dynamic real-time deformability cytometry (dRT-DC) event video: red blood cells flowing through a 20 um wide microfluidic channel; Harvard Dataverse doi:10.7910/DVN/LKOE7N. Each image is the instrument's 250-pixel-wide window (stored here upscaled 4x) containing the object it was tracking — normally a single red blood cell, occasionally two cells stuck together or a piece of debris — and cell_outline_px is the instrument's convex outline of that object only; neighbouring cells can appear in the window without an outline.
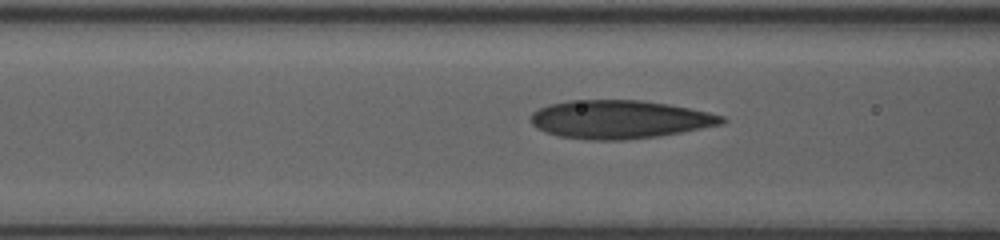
{"species": "human", "species_latin": "Homo sapiens", "temperature_condition": "room temperature", "stored_images_in_passage": 24, "camera_frame_rate_fps": 3000, "um_per_image_px": 0.085, "donor": {"sex": "female"}, "frame": {"image": 1, "passage_image": 13, "time_ms": 4.0, "image_size_px": [1000, 240], "cell_outline_px": [[728, 120], [724, 124], [680, 132], [656, 136], [620, 140], [588, 140], [560, 136], [544, 132], [536, 128], [532, 124], [532, 112], [548, 104], [568, 100], [644, 100], [668, 104], [708, 112], [724, 116]], "centroid_in_image_um": [52.66, 10.14], "position_along_channel_um": 113.9, "area_um2": 42.66}}
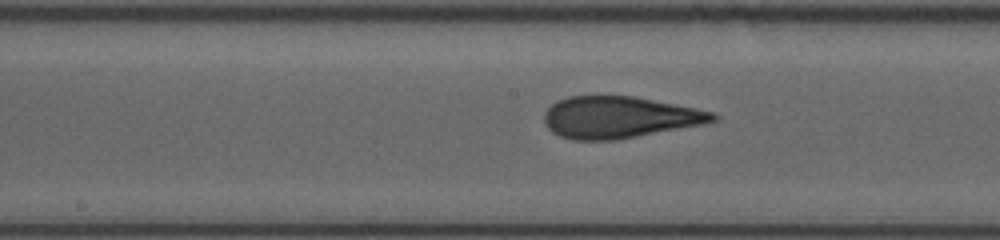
{"frame": {"image": 2, "passage_image": 19, "time_ms": 6.0, "image_size_px": [1000, 240], "cell_outline_px": [[720, 116], [716, 120], [704, 124], [616, 140], [572, 140], [560, 136], [552, 132], [544, 124], [544, 112], [552, 104], [568, 96], [632, 96], [696, 108], [716, 112]], "centroid_in_image_um": [52.65, 9.98], "position_along_channel_um": 195.6, "area_um2": 40.98}}
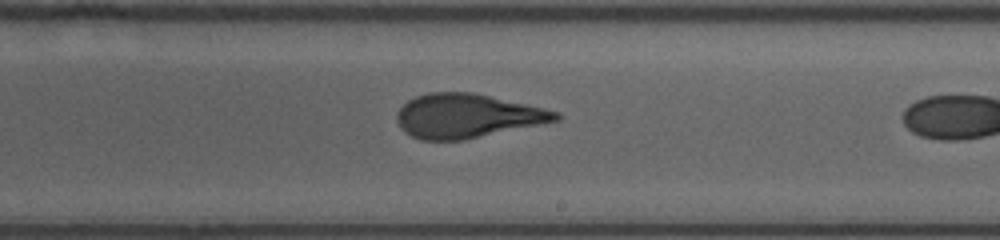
{"frame": {"image": 3, "passage_image": 23, "time_ms": 7.333, "image_size_px": [1000, 240], "cell_outline_px": [[560, 120], [464, 140], [420, 140], [404, 132], [400, 128], [396, 120], [396, 112], [408, 100], [416, 96], [428, 92], [472, 92], [544, 108], [560, 112]], "centroid_in_image_um": [39.67, 9.85], "position_along_channel_um": 249.3, "area_um2": 40.75}}